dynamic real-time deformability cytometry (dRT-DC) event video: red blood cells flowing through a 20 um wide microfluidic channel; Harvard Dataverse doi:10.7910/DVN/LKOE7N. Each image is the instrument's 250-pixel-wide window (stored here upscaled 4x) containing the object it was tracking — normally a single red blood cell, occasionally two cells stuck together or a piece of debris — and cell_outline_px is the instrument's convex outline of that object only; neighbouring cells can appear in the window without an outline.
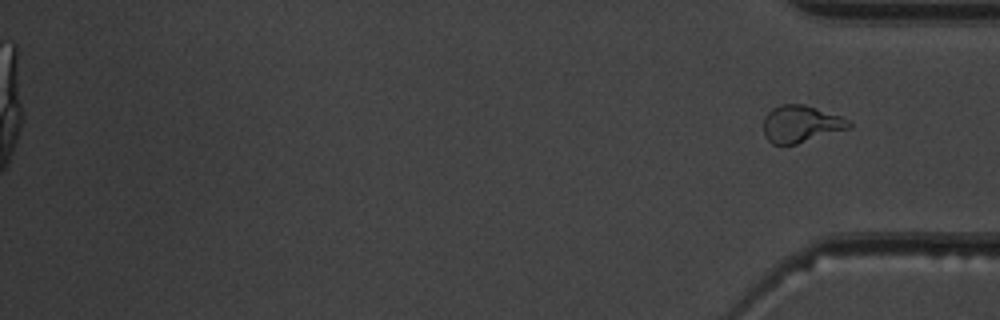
{"species": "common noctule bat (a hibernating species)", "species_latin": "Nyctalus noctula", "temperature_condition": "warm", "stored_images_in_passage": 53, "segment_of_instrument_passage": [2, 2], "camera_frame_rate_fps": 3000, "um_per_image_px": 0.085, "animal": {"sex": "male", "body_mass_g": 19.5, "forearm_length_mm": 54.6}, "frame": {"image": 1, "passage_image": 53, "time_ms": 17.333, "image_size_px": [1000, 320], "cell_outline_px": [[852, 128], [796, 144], [772, 144], [764, 136], [764, 116], [772, 108], [780, 104], [804, 104], [840, 116], [848, 120], [852, 124]], "centroid_in_image_um": [68.07, 10.54], "position_along_channel_um": 367.1, "area_um2": 18.5}}